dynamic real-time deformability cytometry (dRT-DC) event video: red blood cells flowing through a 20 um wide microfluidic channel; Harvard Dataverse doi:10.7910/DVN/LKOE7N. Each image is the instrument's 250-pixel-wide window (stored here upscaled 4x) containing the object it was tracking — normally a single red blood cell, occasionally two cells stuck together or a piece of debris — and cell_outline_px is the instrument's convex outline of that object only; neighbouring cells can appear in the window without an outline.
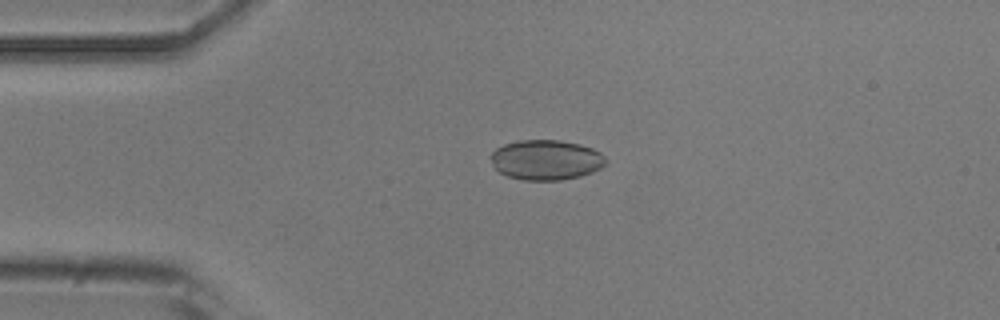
{"species": "common noctule bat (a hibernating species)", "species_latin": "Nyctalus noctula", "temperature_condition": "room temperature", "stored_images_in_passage": 4, "camera_frame_rate_fps": 3000, "um_per_image_px": 0.085, "animal": {"sex": "male", "body_mass_g": 20.5, "forearm_length_mm": 52.5}, "frame": {"image": 1, "passage_image": 3, "time_ms": 3.333, "image_size_px": [1000, 320], "cell_outline_px": [[604, 164], [600, 168], [592, 172], [580, 176], [560, 180], [524, 180], [508, 176], [500, 172], [492, 164], [488, 156], [496, 148], [504, 144], [520, 140], [560, 140], [580, 144], [592, 148], [600, 152], [604, 156]], "centroid_in_image_um": [46.38, 13.58], "position_along_channel_um": 38.6, "area_um2": 26.82}}